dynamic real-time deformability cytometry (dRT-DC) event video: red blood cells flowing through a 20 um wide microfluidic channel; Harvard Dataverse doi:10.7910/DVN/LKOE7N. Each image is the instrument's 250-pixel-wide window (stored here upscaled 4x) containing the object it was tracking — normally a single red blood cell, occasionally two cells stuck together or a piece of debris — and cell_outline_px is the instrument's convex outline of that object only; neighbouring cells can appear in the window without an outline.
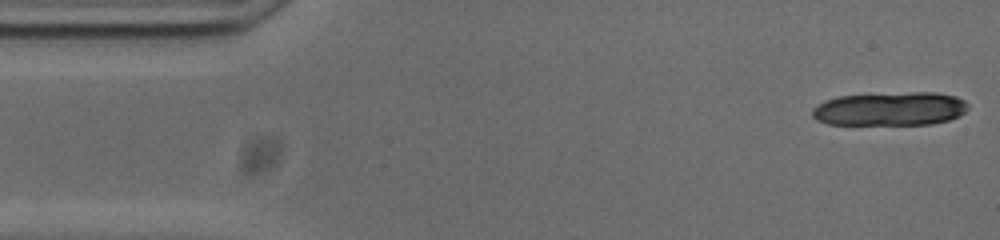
{"species": "common noctule bat (a hibernating species)", "species_latin": "Nyctalus noctula", "temperature_condition": "cold", "stored_images_in_passage": 15, "camera_frame_rate_fps": 3000, "um_per_image_px": 0.085, "animal": {"sex": "male", "body_mass_g": 20.0, "forearm_length_mm": 53.3}, "frame": {"image": 1, "passage_image": 1, "time_ms": 0.0, "image_size_px": [1000, 240], "cell_outline_px": [[968, 108], [960, 116], [948, 120], [932, 124], [828, 124], [816, 120], [812, 116], [812, 108], [828, 100], [840, 96], [912, 92], [936, 92], [956, 96], [964, 100], [968, 104]], "centroid_in_image_um": [75.7, 9.25], "position_along_channel_um": 9.3, "area_um2": 30.4}}